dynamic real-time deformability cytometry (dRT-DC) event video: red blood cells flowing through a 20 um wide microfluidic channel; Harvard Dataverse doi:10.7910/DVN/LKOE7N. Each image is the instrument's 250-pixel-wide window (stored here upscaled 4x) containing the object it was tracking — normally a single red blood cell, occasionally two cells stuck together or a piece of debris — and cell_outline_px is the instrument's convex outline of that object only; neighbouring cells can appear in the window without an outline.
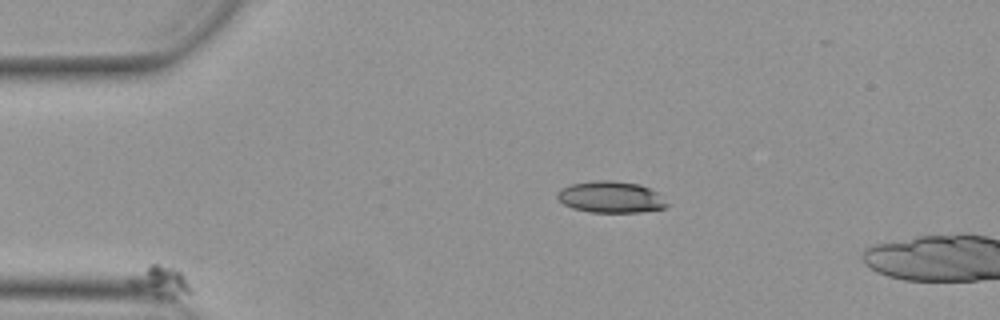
{"species": "Egyptian fruit bat (a non-hibernating species)", "species_latin": "Rousettus aegyptiacus", "temperature_condition": "warm", "stored_images_in_passage": 42, "camera_frame_rate_fps": 3000, "um_per_image_px": 0.085, "animal": {"sex": "female"}, "frame": {"image": 1, "passage_image": 1, "time_ms": 0.0, "image_size_px": [1000, 320], "cell_outline_px": [[192, 292], [172, 300], [156, 296], [128, 284], [128, 280], [132, 276], [152, 264], [156, 264], [172, 268], [180, 272], [184, 276], [192, 288]], "centroid_in_image_um": [13.72, 23.97], "position_along_channel_um": 71.3, "area_um2": 10.64}}
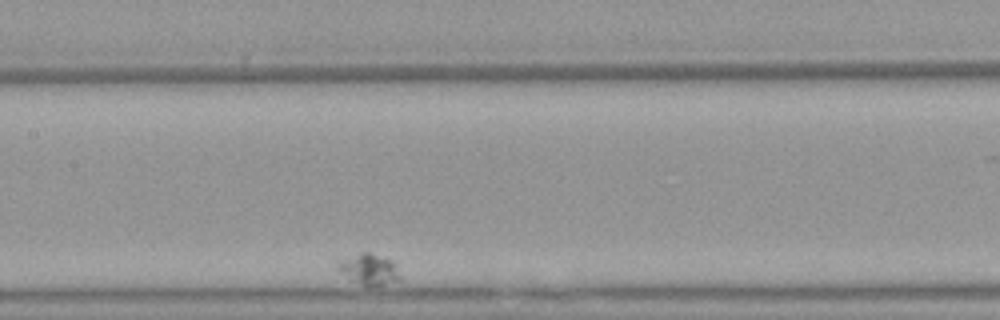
{"frame": {"image": 2, "passage_image": 19, "time_ms": 6.0, "image_size_px": [1000, 320], "cell_outline_px": [[400, 280], [384, 284], [364, 284], [352, 280], [336, 268], [336, 264], [340, 260], [364, 252], [372, 252], [392, 260], [400, 276]], "centroid_in_image_um": [31.37, 22.85], "position_along_channel_um": 176.0, "area_um2": 10.75}}
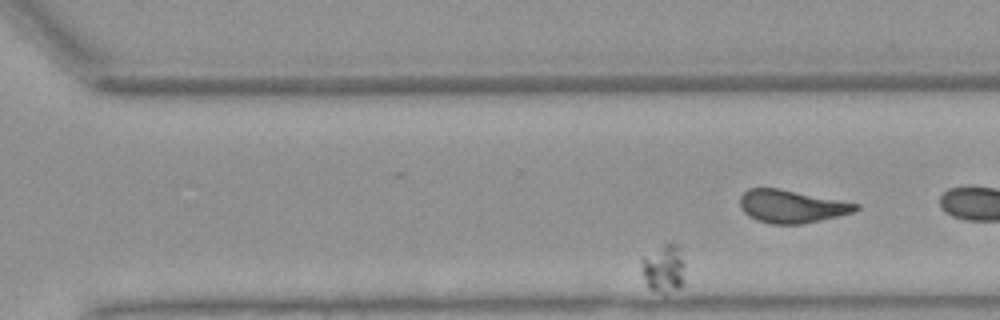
{"frame": {"image": 3, "passage_image": 36, "time_ms": 11.667, "image_size_px": [1000, 320], "cell_outline_px": [[684, 268], [680, 288], [664, 292], [648, 288], [644, 276], [640, 260], [644, 256], [664, 244], [676, 244], [684, 264]], "centroid_in_image_um": [56.39, 22.81], "position_along_channel_um": 314.2, "area_um2": 11.56}}